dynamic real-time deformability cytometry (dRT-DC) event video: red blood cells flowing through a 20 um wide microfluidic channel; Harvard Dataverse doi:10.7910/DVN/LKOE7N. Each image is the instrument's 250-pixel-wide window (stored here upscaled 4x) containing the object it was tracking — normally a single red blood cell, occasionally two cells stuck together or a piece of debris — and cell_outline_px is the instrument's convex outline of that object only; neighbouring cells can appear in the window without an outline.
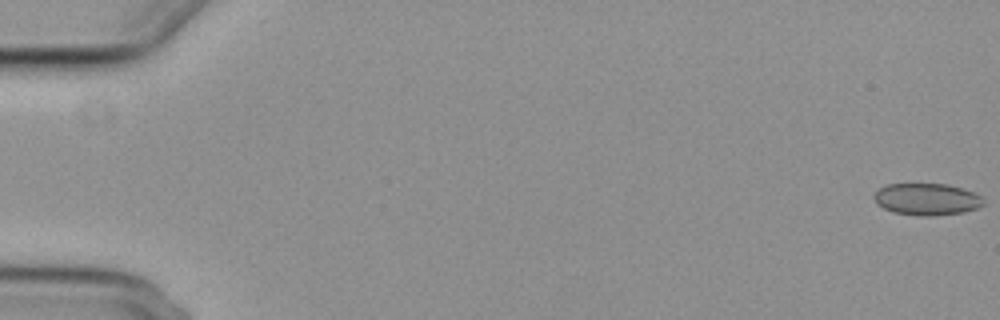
{"species": "common noctule bat (a hibernating species)", "species_latin": "Nyctalus noctula", "temperature_condition": "cold", "stored_images_in_passage": 57, "camera_frame_rate_fps": 3000, "um_per_image_px": 0.085, "animal": {"sex": "female", "body_mass_g": 29.2, "forearm_length_mm": 56.3}, "frame": {"image": 1, "passage_image": 1, "time_ms": 0.0, "image_size_px": [1000, 320], "cell_outline_px": [[984, 204], [976, 208], [964, 212], [936, 216], [920, 216], [892, 212], [876, 204], [876, 192], [880, 188], [888, 184], [948, 184], [972, 192], [980, 196], [984, 200]], "centroid_in_image_um": [78.79, 16.95], "position_along_channel_um": 6.2, "area_um2": 20.17}}
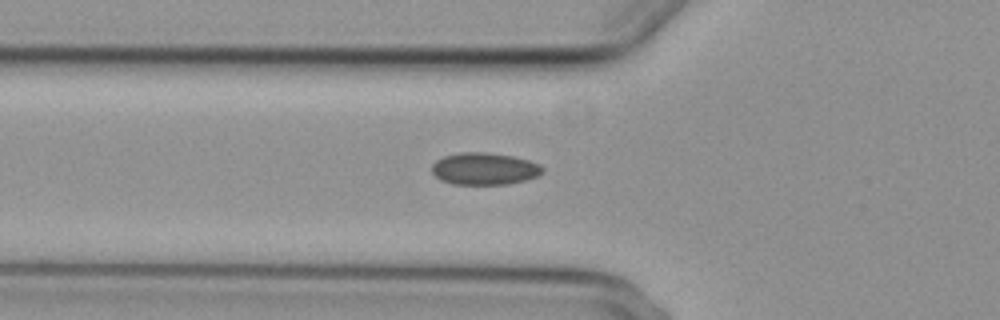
{"frame": {"image": 2, "passage_image": 21, "time_ms": 6.667, "image_size_px": [1000, 320], "cell_outline_px": [[544, 172], [540, 176], [508, 184], [452, 184], [440, 180], [432, 172], [432, 164], [436, 160], [444, 156], [460, 152], [488, 152], [512, 156], [528, 160], [540, 164], [544, 168]], "centroid_in_image_um": [41.19, 14.34], "position_along_channel_um": 84.6, "area_um2": 20.87}}
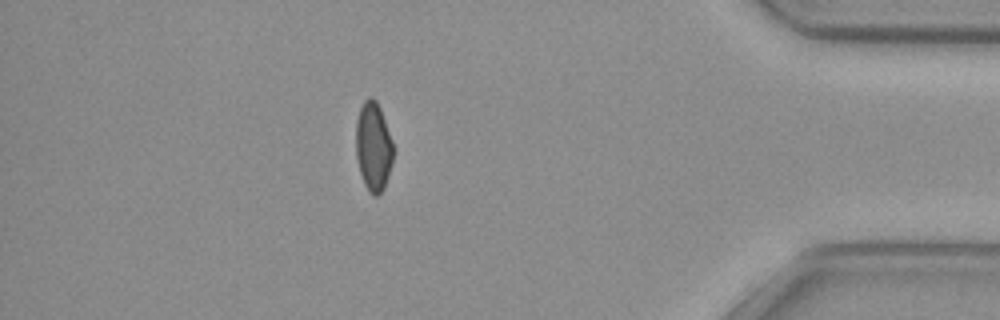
{"frame": {"image": 3, "passage_image": 50, "time_ms": 16.333, "image_size_px": [1000, 320], "cell_outline_px": [[392, 164], [384, 188], [376, 196], [372, 196], [368, 192], [364, 184], [360, 172], [356, 156], [356, 120], [360, 108], [364, 100], [368, 96], [372, 96], [376, 100], [380, 108], [392, 140]], "centroid_in_image_um": [31.72, 12.45], "position_along_channel_um": 403.5, "area_um2": 19.36}, "authors_computed_cell_mechanics": {"area_um2": 20.2878, "velocity_mm_per_s": 3.7279, "shape_relaxation_time_tau1_ms": null, "shape_relaxation_time_tau2_ms": 2.4541, "deformation_change_tau1": null, "deformation_change_tau2": 0.0445}}